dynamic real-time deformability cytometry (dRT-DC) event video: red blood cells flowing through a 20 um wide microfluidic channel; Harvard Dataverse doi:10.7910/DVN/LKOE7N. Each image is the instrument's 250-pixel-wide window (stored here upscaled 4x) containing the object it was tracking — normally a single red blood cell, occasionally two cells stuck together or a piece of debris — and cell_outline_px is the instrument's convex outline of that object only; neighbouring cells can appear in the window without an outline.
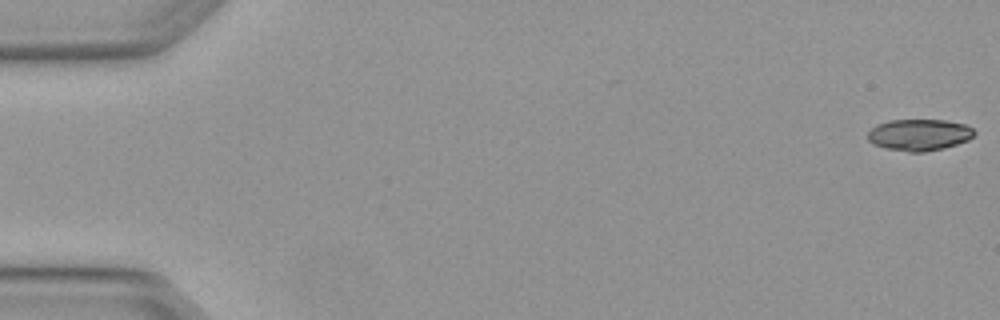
{"species": "Egyptian fruit bat (a non-hibernating species)", "species_latin": "Rousettus aegyptiacus", "temperature_condition": "warm", "stored_images_in_passage": 5, "camera_frame_rate_fps": 3000, "um_per_image_px": 0.085, "animal": {"sex": "female"}, "frame": {"image": 1, "passage_image": 1, "time_ms": 0.0, "image_size_px": [1000, 320], "cell_outline_px": [[976, 132], [968, 140], [944, 148], [924, 152], [908, 152], [884, 148], [872, 144], [868, 140], [868, 132], [876, 124], [888, 120], [948, 120], [964, 124], [972, 128]], "centroid_in_image_um": [78.11, 11.46], "position_along_channel_um": 6.9, "area_um2": 19.71}}
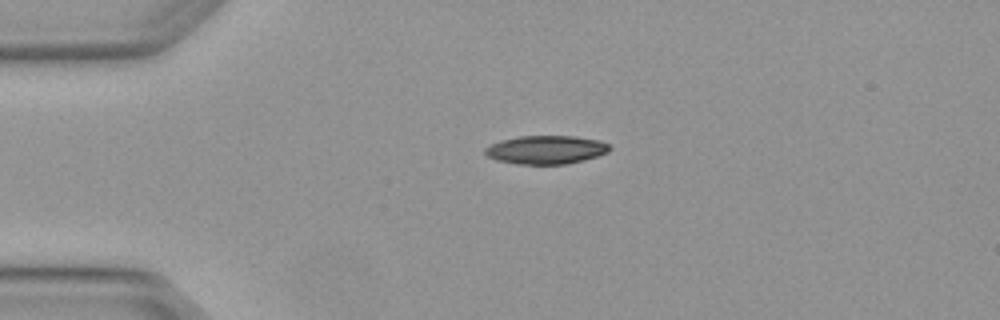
{"frame": {"image": 2, "passage_image": 4, "time_ms": 1.0, "image_size_px": [1000, 320], "cell_outline_px": [[612, 148], [608, 152], [584, 160], [568, 164], [516, 164], [496, 160], [488, 156], [484, 152], [484, 148], [500, 140], [520, 136], [572, 136], [600, 140], [608, 144]], "centroid_in_image_um": [46.41, 12.73], "position_along_channel_um": 38.6, "area_um2": 20.69}}